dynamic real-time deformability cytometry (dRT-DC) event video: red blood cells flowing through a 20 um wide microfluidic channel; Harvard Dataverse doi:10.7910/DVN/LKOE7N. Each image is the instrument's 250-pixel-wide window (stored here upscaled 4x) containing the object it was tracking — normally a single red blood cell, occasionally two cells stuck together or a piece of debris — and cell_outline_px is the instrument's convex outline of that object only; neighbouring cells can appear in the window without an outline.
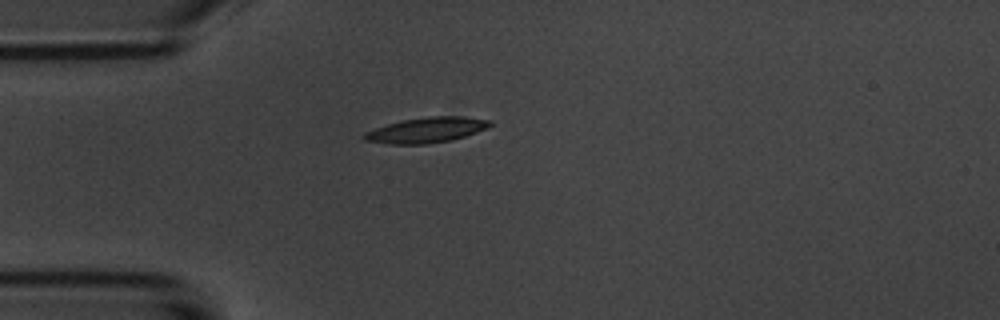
{"species": "common noctule bat (a hibernating species)", "species_latin": "Nyctalus noctula", "temperature_condition": "room temperature", "stored_images_in_passage": 3, "camera_frame_rate_fps": 3000, "um_per_image_px": 0.085, "animal": {"sex": "male", "body_mass_g": 20.1, "forearm_length_mm": 53.5}, "frame": {"image": 1, "passage_image": 3, "time_ms": 2.0, "image_size_px": [1000, 320], "cell_outline_px": [[492, 124], [488, 128], [452, 140], [428, 144], [388, 144], [364, 140], [360, 136], [364, 132], [388, 124], [404, 120], [428, 116], [464, 116], [492, 120]], "centroid_in_image_um": [36.26, 11.05], "position_along_channel_um": 48.7, "area_um2": 18.67}}